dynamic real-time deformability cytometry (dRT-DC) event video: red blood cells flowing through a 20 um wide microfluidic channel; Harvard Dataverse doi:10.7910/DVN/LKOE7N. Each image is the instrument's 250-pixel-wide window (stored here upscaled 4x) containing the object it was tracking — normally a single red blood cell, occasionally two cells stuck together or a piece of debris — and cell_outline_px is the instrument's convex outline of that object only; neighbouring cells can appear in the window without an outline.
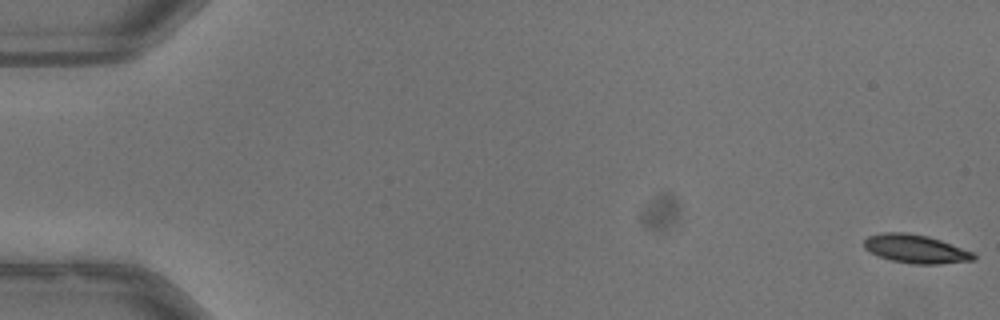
{"species": "common noctule bat (a hibernating species)", "species_latin": "Nyctalus noctula", "temperature_condition": "warm", "stored_images_in_passage": 53, "camera_frame_rate_fps": 3000, "um_per_image_px": 0.085, "animal": {"sex": "male", "body_mass_g": 13.3}, "frame": {"image": 1, "passage_image": 1, "time_ms": 0.0, "image_size_px": [1000, 320], "cell_outline_px": [[976, 260], [936, 264], [912, 264], [892, 260], [880, 256], [864, 248], [864, 240], [868, 236], [884, 232], [904, 232], [928, 236], [940, 240], [972, 252], [976, 256]], "centroid_in_image_um": [77.83, 21.15], "position_along_channel_um": 7.2, "area_um2": 17.98}}
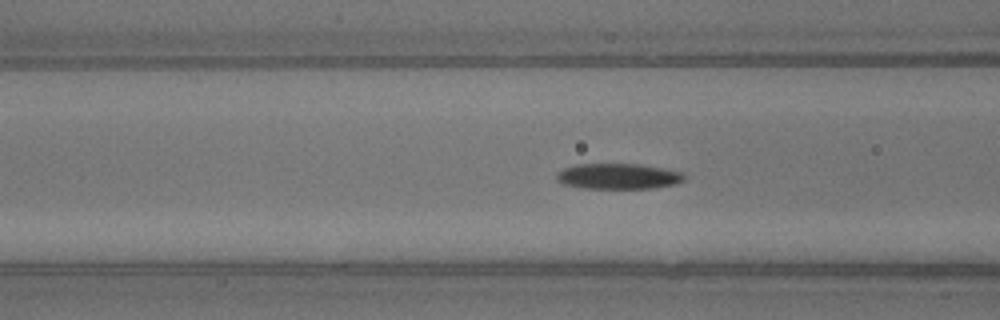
{"frame": {"image": 2, "passage_image": 22, "time_ms": 7.0, "image_size_px": [1000, 320], "cell_outline_px": [[684, 180], [676, 184], [652, 188], [584, 188], [560, 184], [556, 180], [556, 172], [564, 168], [576, 164], [640, 164], [664, 168], [680, 172], [684, 176]], "centroid_in_image_um": [52.5, 14.98], "position_along_channel_um": 114.1, "area_um2": 19.13}}
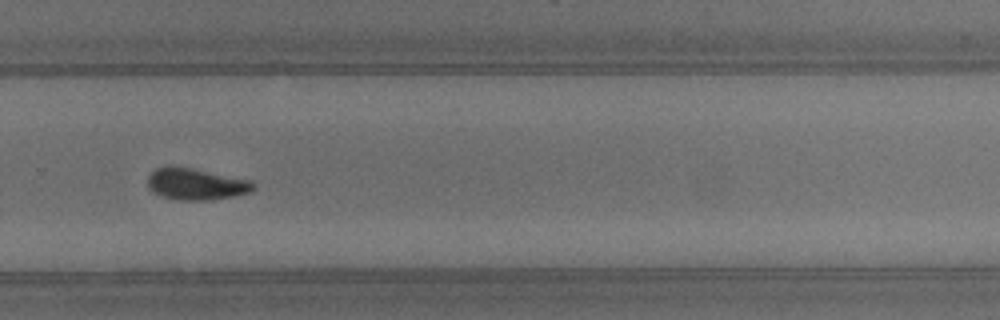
{"frame": {"image": 3, "passage_image": 37, "time_ms": 12.0, "image_size_px": [1000, 320], "cell_outline_px": [[256, 188], [252, 192], [236, 196], [212, 200], [180, 200], [160, 196], [152, 192], [148, 188], [148, 176], [156, 168], [168, 164], [176, 164], [252, 180], [256, 184]], "centroid_in_image_um": [16.68, 15.62], "position_along_channel_um": 313.1, "area_um2": 20.29}, "authors_computed_cell_mechanics": {"area_um2": 19.074, "velocity_mm_per_s": 3.9915, "shape_relaxation_time_tau1_ms": 4.2584, "shape_relaxation_time_tau2_ms": 10.146, "deformation_change_tau1": 0.1592, "deformation_change_tau2": 0.1877}}